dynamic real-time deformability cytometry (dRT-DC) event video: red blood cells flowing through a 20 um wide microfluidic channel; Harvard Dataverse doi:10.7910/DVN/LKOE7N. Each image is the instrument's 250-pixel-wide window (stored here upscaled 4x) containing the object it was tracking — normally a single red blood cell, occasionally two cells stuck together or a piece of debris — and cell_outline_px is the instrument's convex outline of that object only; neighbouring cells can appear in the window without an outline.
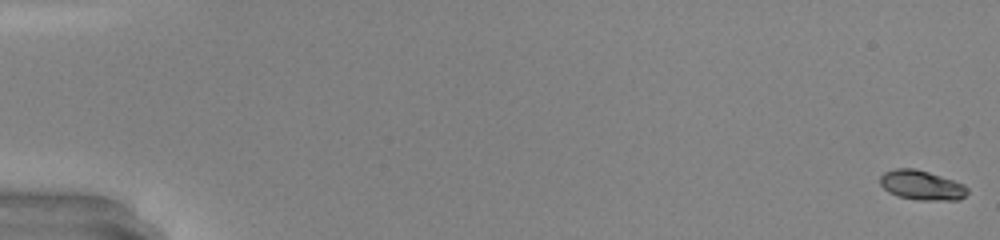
{"species": "common noctule bat (a hibernating species)", "species_latin": "Nyctalus noctula", "temperature_condition": "warm", "stored_images_in_passage": 50, "camera_frame_rate_fps": 3000, "um_per_image_px": 0.085, "animal": {"sex": "male", "body_mass_g": 20.0, "forearm_length_mm": 53.3}, "frame": {"image": 1, "passage_image": 1, "time_ms": 0.0, "image_size_px": [1000, 240], "cell_outline_px": [[968, 192], [960, 200], [920, 200], [896, 196], [888, 192], [880, 184], [880, 176], [884, 172], [896, 168], [916, 168], [964, 184], [968, 188]], "centroid_in_image_um": [78.32, 15.74], "position_along_channel_um": 6.7, "area_um2": 15.09}}
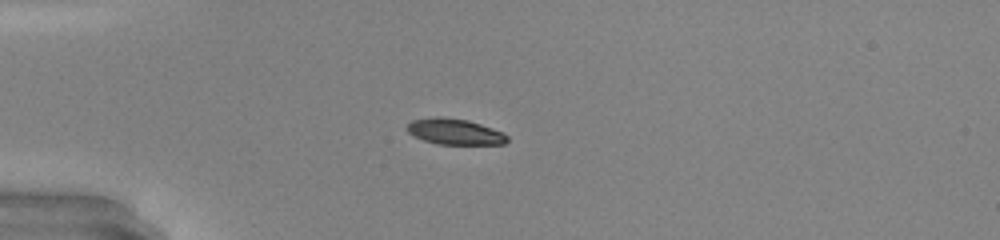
{"frame": {"image": 2, "passage_image": 15, "time_ms": 4.667, "image_size_px": [1000, 240], "cell_outline_px": [[508, 140], [504, 144], [436, 144], [424, 140], [408, 132], [408, 124], [412, 120], [436, 116], [444, 116], [468, 120], [504, 132], [508, 136]], "centroid_in_image_um": [38.68, 11.18], "position_along_channel_um": 46.3, "area_um2": 15.09}}
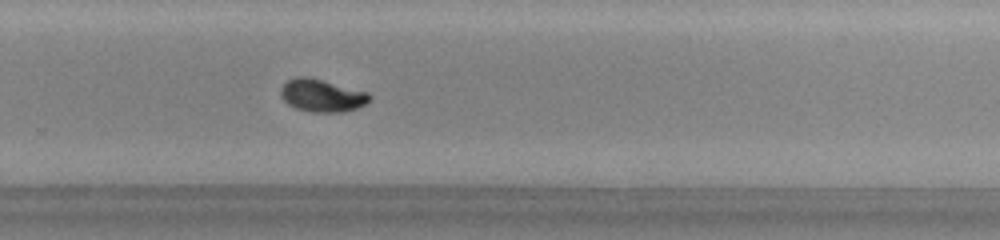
{"frame": {"image": 3, "passage_image": 35, "time_ms": 11.333, "image_size_px": [1000, 240], "cell_outline_px": [[372, 96], [364, 104], [356, 108], [344, 112], [312, 112], [296, 108], [288, 104], [280, 96], [280, 88], [288, 80], [296, 76], [308, 76], [368, 92]], "centroid_in_image_um": [27.34, 8.11], "position_along_channel_um": 302.5, "area_um2": 16.88}, "authors_computed_cell_mechanics": {"area_um2": 15.9817, "velocity_mm_per_s": 4.2551, "shape_relaxation_time_tau1_ms": 3.8496, "shape_relaxation_time_tau2_ms": 1.314, "deformation_change_tau1": 0.1955, "deformation_change_tau2": 0.0438}}